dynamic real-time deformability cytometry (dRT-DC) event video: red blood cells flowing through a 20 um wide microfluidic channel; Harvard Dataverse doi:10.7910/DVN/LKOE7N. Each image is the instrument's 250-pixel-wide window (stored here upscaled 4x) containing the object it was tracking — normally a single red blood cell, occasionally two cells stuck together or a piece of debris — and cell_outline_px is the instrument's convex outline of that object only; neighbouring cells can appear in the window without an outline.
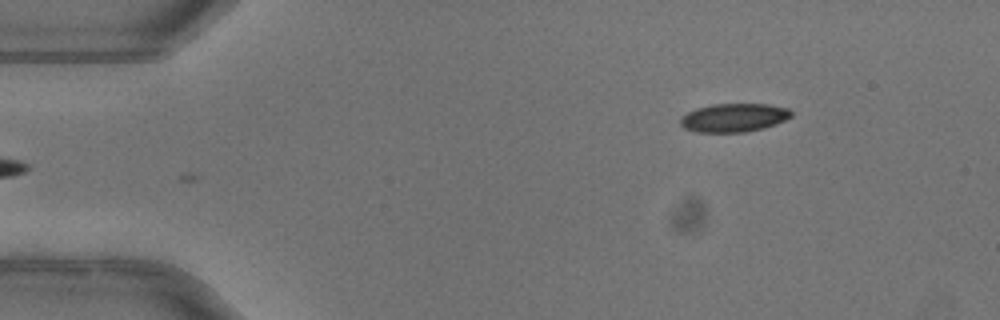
{"species": "common noctule bat (a hibernating species)", "species_latin": "Nyctalus noctula", "temperature_condition": "warm", "stored_images_in_passage": 4, "camera_frame_rate_fps": 3000, "um_per_image_px": 0.085, "animal": {"sex": "female"}, "frame": {"image": 1, "passage_image": 4, "time_ms": 1.0, "image_size_px": [1000, 320], "cell_outline_px": [[792, 116], [776, 124], [764, 128], [744, 132], [696, 132], [684, 128], [680, 124], [680, 116], [696, 108], [712, 104], [768, 104], [788, 108], [792, 112]], "centroid_in_image_um": [62.36, 10.0], "position_along_channel_um": 22.6, "area_um2": 18.5}}